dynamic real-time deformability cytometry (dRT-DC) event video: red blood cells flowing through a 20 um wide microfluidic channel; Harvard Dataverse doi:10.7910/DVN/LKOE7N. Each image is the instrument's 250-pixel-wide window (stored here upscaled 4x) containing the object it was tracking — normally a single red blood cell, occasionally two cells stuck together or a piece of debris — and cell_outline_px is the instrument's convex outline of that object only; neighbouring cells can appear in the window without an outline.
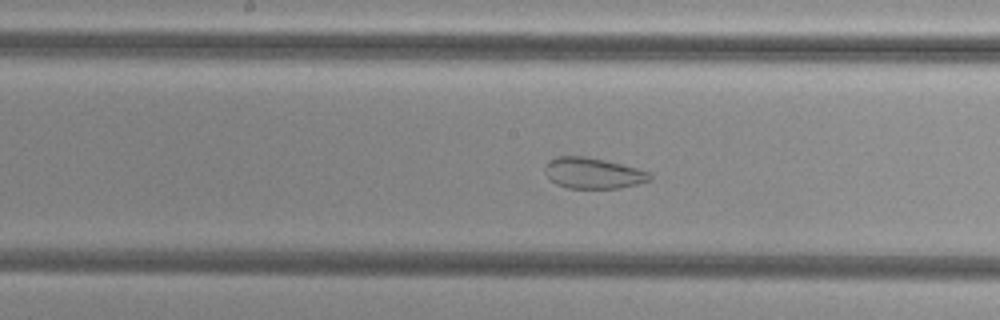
{"species": "common noctule bat (a hibernating species)", "species_latin": "Nyctalus noctula", "temperature_condition": "cold", "stored_images_in_passage": 50, "camera_frame_rate_fps": 3000, "um_per_image_px": 0.085, "animal": {"sex": "female", "body_mass_g": 29.2, "forearm_length_mm": 56.3}, "frame": {"image": 1, "passage_image": 24, "time_ms": 7.667, "image_size_px": [1000, 320], "cell_outline_px": [[652, 180], [620, 188], [568, 188], [556, 184], [544, 172], [544, 168], [556, 156], [584, 156], [604, 160], [636, 168], [648, 172], [652, 176]], "centroid_in_image_um": [50.41, 14.72], "position_along_channel_um": 197.8, "area_um2": 18.61}}
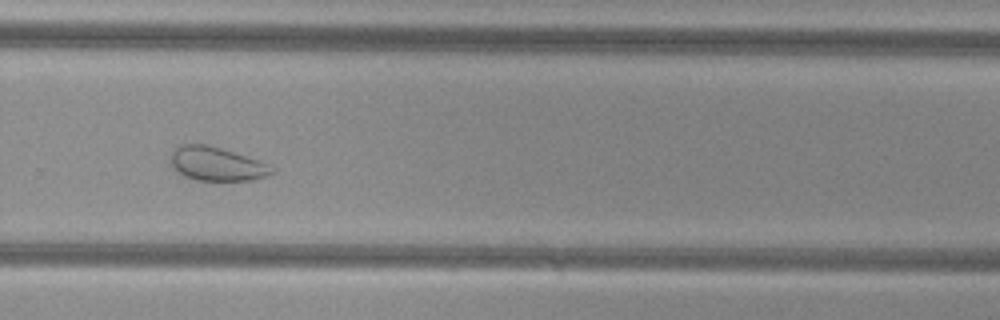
{"frame": {"image": 2, "passage_image": 33, "time_ms": 10.667, "image_size_px": [1000, 320], "cell_outline_px": [[276, 172], [252, 180], [196, 180], [184, 176], [176, 172], [172, 164], [172, 152], [180, 144], [204, 144], [220, 148], [256, 160], [276, 168]], "centroid_in_image_um": [18.4, 13.94], "position_along_channel_um": 311.4, "area_um2": 19.54}}
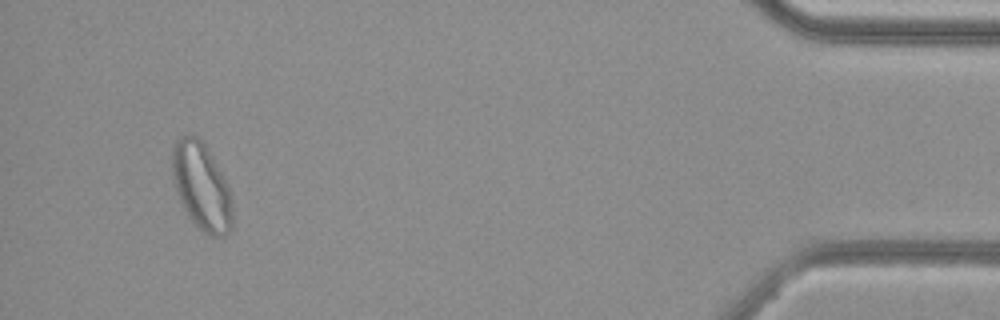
{"frame": {"image": 3, "passage_image": 47, "time_ms": 15.333, "image_size_px": [1000, 320], "cell_outline_px": [[232, 228], [228, 236], [212, 236], [204, 232], [188, 216], [176, 192], [172, 180], [172, 148], [176, 140], [180, 136], [196, 136], [204, 144], [212, 156], [224, 176], [228, 184], [232, 200]], "centroid_in_image_um": [17.14, 15.87], "position_along_channel_um": 418.1, "area_um2": 30.69}, "authors_computed_cell_mechanics": {"area_um2": 27.3394, "velocity_mm_per_s": 3.7903, "shape_relaxation_time_tau1_ms": null, "shape_relaxation_time_tau2_ms": 1.2988, "deformation_change_tau1": null, "deformation_change_tau2": 0.0691}}